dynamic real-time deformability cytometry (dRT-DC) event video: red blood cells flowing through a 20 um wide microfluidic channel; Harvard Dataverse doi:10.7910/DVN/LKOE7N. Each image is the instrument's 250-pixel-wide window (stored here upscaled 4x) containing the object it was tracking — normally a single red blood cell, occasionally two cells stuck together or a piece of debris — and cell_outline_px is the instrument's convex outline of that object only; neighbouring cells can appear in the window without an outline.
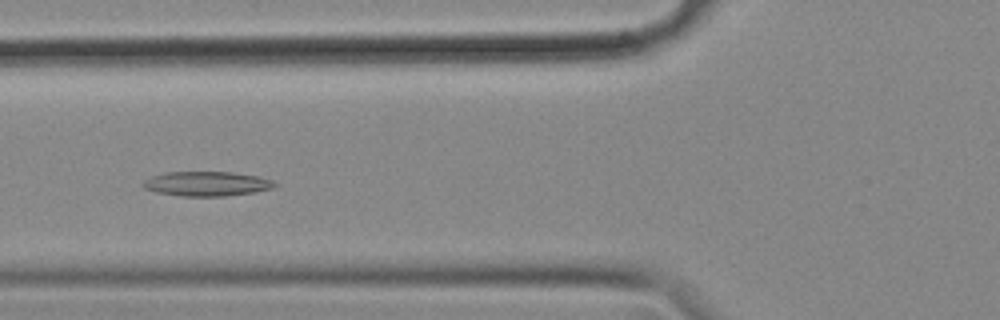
{"species": "common noctule bat (a hibernating species)", "species_latin": "Nyctalus noctula", "temperature_condition": "cold", "stored_images_in_passage": 35, "camera_frame_rate_fps": 3000, "um_per_image_px": 0.085, "animal": {"sex": "female", "body_mass_g": 18.4}, "frame": {"image": 1, "passage_image": 21, "time_ms": 6.667, "image_size_px": [1000, 320], "cell_outline_px": [[280, 184], [276, 188], [256, 192], [224, 196], [180, 196], [156, 192], [144, 188], [140, 184], [144, 180], [152, 176], [164, 172], [232, 172], [260, 176], [272, 180]], "centroid_in_image_um": [17.62, 15.62], "position_along_channel_um": 108.2, "area_um2": 19.19}}
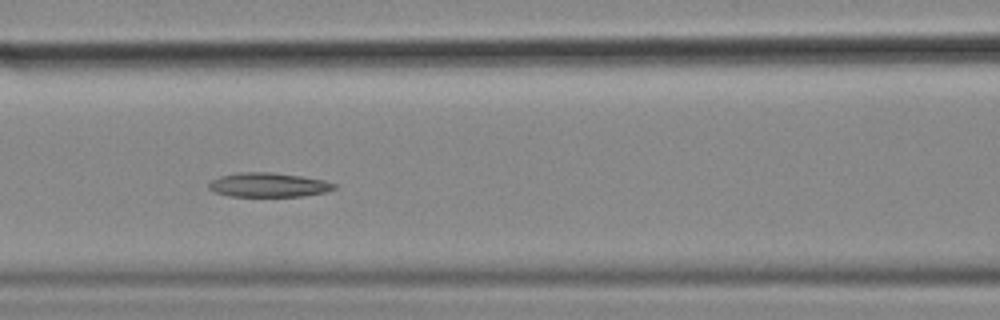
{"frame": {"image": 2, "passage_image": 24, "time_ms": 7.667, "image_size_px": [1000, 320], "cell_outline_px": [[336, 188], [328, 192], [300, 196], [228, 196], [216, 192], [208, 188], [208, 184], [212, 180], [220, 176], [236, 172], [272, 172], [300, 176], [324, 180], [336, 184]], "centroid_in_image_um": [22.82, 15.71], "position_along_channel_um": 143.8, "area_um2": 17.74}}
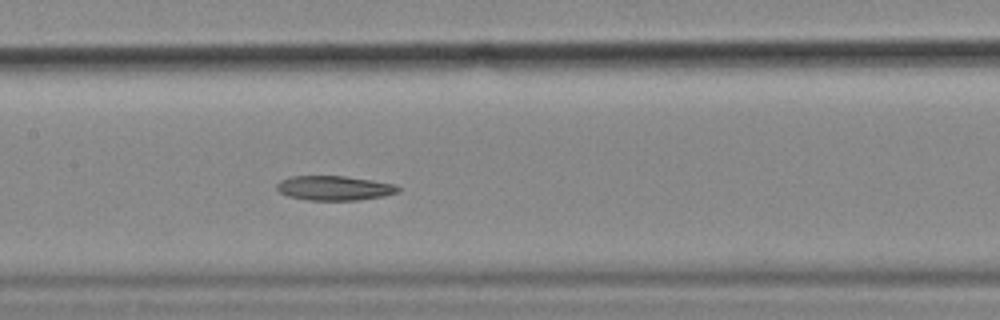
{"frame": {"image": 3, "passage_image": 27, "time_ms": 8.667, "image_size_px": [1000, 320], "cell_outline_px": [[400, 192], [384, 196], [356, 200], [308, 200], [288, 196], [280, 192], [276, 188], [276, 184], [280, 180], [288, 176], [344, 176], [372, 180], [396, 184], [400, 188]], "centroid_in_image_um": [28.42, 15.98], "position_along_channel_um": 179.0, "area_um2": 17.46}}